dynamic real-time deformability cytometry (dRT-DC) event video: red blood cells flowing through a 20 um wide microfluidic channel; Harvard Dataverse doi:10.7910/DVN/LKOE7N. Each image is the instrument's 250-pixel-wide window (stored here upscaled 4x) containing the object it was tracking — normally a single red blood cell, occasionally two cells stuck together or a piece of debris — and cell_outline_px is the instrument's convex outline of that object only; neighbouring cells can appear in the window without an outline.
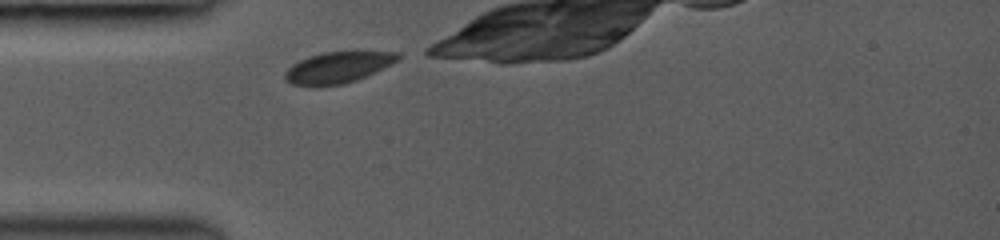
{"species": "common noctule bat (a hibernating species)", "species_latin": "Nyctalus noctula", "temperature_condition": "room temperature", "stored_images_in_passage": 28, "camera_frame_rate_fps": 3000, "um_per_image_px": 0.085, "animal": {"sex": "female", "body_mass_g": 19.0, "forearm_length_mm": 53.3}, "frame": {"image": 1, "passage_image": 1, "time_ms": 0.0, "image_size_px": [1000, 240], "cell_outline_px": [[400, 56], [392, 64], [356, 80], [344, 84], [316, 88], [292, 84], [284, 80], [284, 72], [292, 64], [308, 56], [320, 52], [400, 52]], "centroid_in_image_um": [28.64, 5.76], "position_along_channel_um": 56.4, "area_um2": 20.75}}
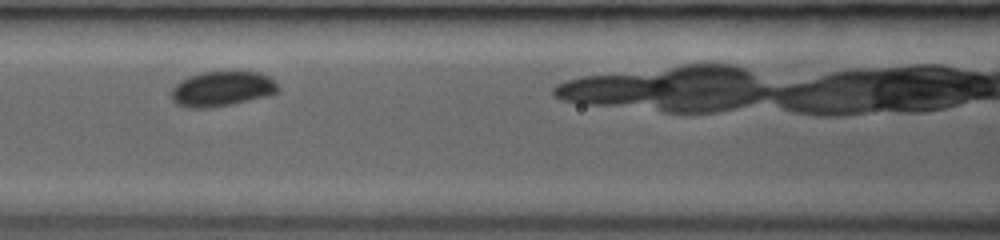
{"frame": {"image": 2, "passage_image": 9, "time_ms": 2.333, "image_size_px": [1000, 240], "cell_outline_px": [[280, 88], [276, 92], [268, 96], [232, 104], [208, 108], [188, 108], [176, 104], [172, 100], [172, 88], [180, 80], [188, 76], [200, 72], [260, 72], [268, 76]], "centroid_in_image_um": [18.84, 7.56], "position_along_channel_um": 147.8, "area_um2": 21.79}}
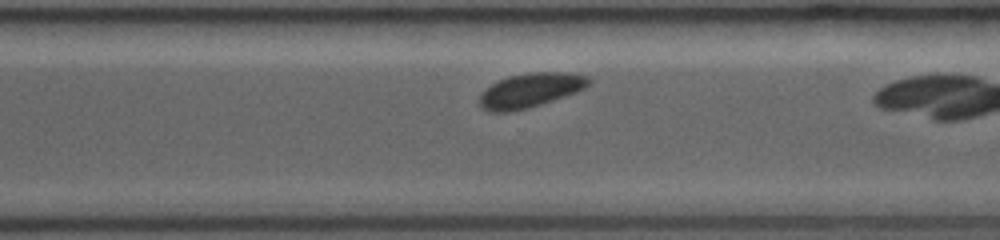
{"frame": {"image": 3, "passage_image": 21, "time_ms": 6.667, "image_size_px": [1000, 240], "cell_outline_px": [[592, 84], [576, 92], [528, 108], [512, 112], [488, 112], [480, 108], [480, 96], [496, 80], [508, 76], [532, 72], [568, 72], [588, 76], [592, 80]], "centroid_in_image_um": [45.09, 7.67], "position_along_channel_um": 325.5, "area_um2": 21.91}}